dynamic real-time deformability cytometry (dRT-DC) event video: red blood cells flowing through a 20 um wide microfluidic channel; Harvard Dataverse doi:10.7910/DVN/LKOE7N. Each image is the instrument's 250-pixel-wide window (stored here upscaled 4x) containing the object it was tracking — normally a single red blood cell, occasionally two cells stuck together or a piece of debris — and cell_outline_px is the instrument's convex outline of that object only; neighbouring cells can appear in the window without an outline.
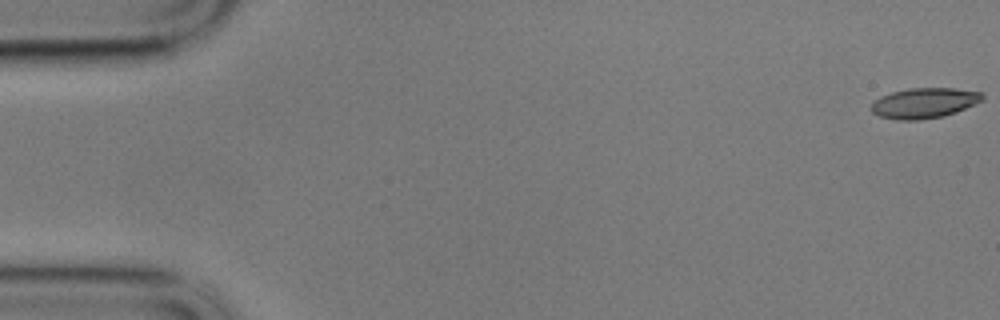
{"species": "common noctule bat (a hibernating species)", "species_latin": "Nyctalus noctula", "temperature_condition": "cold", "stored_images_in_passage": 59, "camera_frame_rate_fps": 3000, "um_per_image_px": 0.085, "animal": {"sex": "male", "body_mass_g": 17.9}, "frame": {"image": 1, "passage_image": 1, "time_ms": 0.0, "image_size_px": [1000, 320], "cell_outline_px": [[984, 100], [956, 112], [944, 116], [916, 120], [896, 120], [880, 116], [872, 112], [868, 108], [880, 96], [892, 92], [908, 88], [956, 88], [984, 92]], "centroid_in_image_um": [78.58, 8.75], "position_along_channel_um": 6.4, "area_um2": 19.83}}
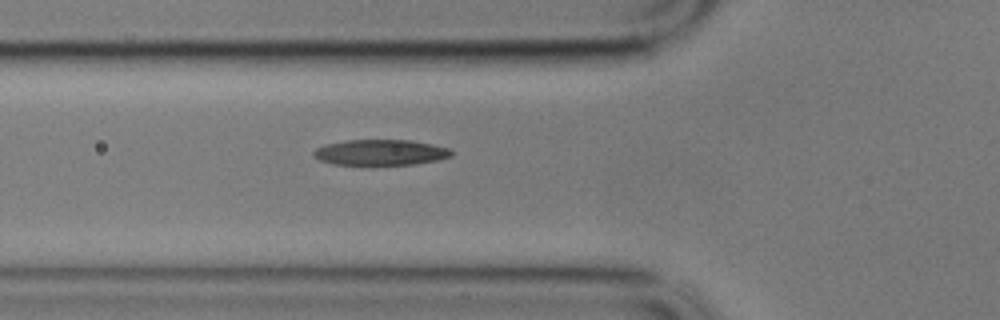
{"frame": {"image": 2, "passage_image": 21, "time_ms": 6.667, "image_size_px": [1000, 320], "cell_outline_px": [[452, 156], [436, 160], [416, 164], [332, 164], [320, 160], [312, 156], [312, 152], [316, 148], [324, 144], [348, 140], [408, 140], [432, 144], [448, 148], [452, 152]], "centroid_in_image_um": [32.3, 12.95], "position_along_channel_um": 93.5, "area_um2": 20.46}}
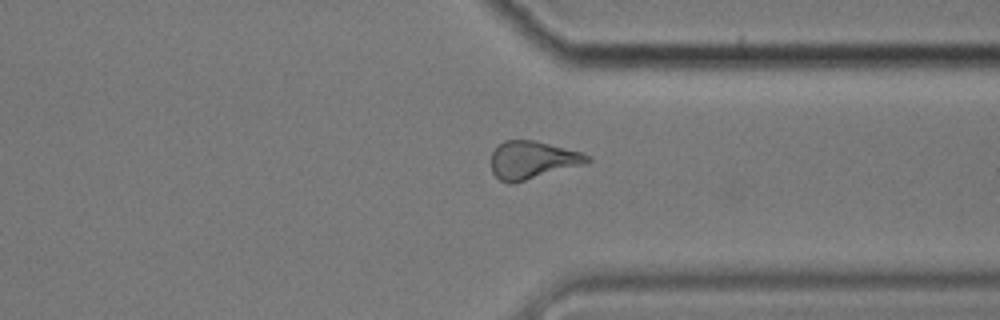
{"frame": {"image": 3, "passage_image": 45, "time_ms": 14.667, "image_size_px": [1000, 320], "cell_outline_px": [[592, 160], [588, 164], [512, 184], [508, 184], [500, 180], [492, 172], [492, 152], [504, 140], [536, 140], [584, 152], [592, 156]], "centroid_in_image_um": [45.34, 13.6], "position_along_channel_um": 366.1, "area_um2": 21.68}, "authors_computed_cell_mechanics": {"area_um2": 20.9236, "velocity_mm_per_s": 3.4099, "shape_relaxation_time_tau1_ms": 4.3143, "shape_relaxation_time_tau2_ms": 5.2636, "deformation_change_tau1": 0.1535, "deformation_change_tau2": 0.1487}}